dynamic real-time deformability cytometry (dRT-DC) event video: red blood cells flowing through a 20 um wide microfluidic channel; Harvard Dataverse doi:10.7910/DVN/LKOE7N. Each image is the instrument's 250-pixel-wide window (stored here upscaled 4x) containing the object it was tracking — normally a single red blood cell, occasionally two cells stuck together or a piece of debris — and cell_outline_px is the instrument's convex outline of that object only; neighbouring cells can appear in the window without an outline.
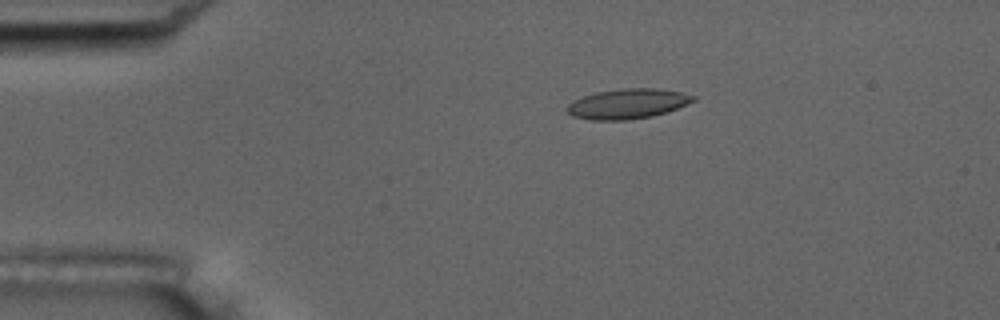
{"species": "common noctule bat (a hibernating species)", "species_latin": "Nyctalus noctula", "temperature_condition": "room temperature", "stored_images_in_passage": 4, "camera_frame_rate_fps": 3000, "um_per_image_px": 0.085, "animal": {"sex": "male", "body_mass_g": 17.5, "forearm_length_mm": 52.3}, "frame": {"image": 1, "passage_image": 3, "time_ms": 3.333, "image_size_px": [1000, 320], "cell_outline_px": [[696, 100], [668, 112], [652, 116], [624, 120], [592, 120], [572, 116], [564, 108], [572, 100], [596, 92], [620, 88], [656, 88], [680, 92], [696, 96]], "centroid_in_image_um": [53.33, 8.82], "position_along_channel_um": 31.7, "area_um2": 22.14}}